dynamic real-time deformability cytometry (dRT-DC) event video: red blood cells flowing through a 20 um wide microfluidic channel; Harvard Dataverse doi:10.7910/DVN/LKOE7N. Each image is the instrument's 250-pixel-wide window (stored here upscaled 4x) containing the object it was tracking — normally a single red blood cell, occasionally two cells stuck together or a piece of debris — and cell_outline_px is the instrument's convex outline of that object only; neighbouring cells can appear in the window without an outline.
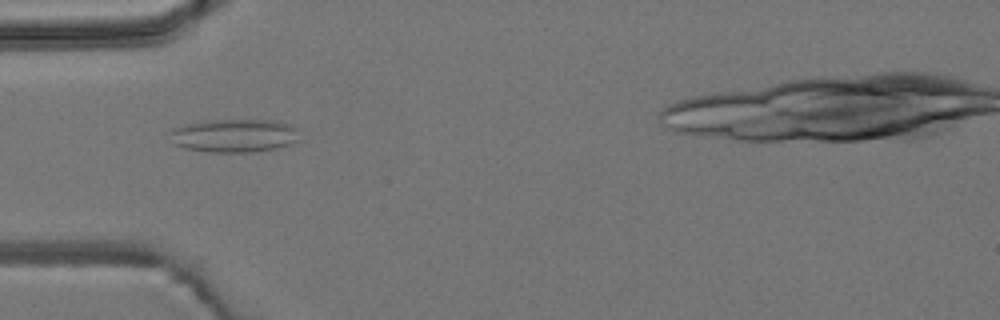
{"species": "common noctule bat (a hibernating species)", "species_latin": "Nyctalus noctula", "temperature_condition": "room temperature", "stored_images_in_passage": 4, "camera_frame_rate_fps": 3000, "um_per_image_px": 0.085, "animal": {"sex": "male", "body_mass_g": 19.2, "forearm_length_mm": 51.8}, "frame": {"image": 1, "passage_image": 1, "time_ms": 0.0, "image_size_px": [1000, 320], "cell_outline_px": [[296, 140], [292, 144], [276, 148], [252, 152], [212, 152], [184, 148], [172, 144], [168, 132], [172, 128], [204, 120], [272, 120], [288, 124], [296, 128]], "centroid_in_image_um": [19.83, 11.53], "position_along_channel_um": 65.2, "area_um2": 25.14}}
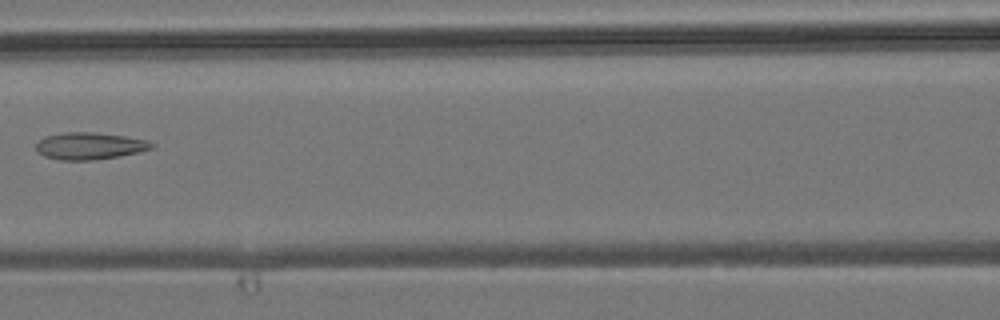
{"frame": {"image": 2, "passage_image": 3, "time_ms": 2.333, "image_size_px": [1000, 320], "cell_outline_px": [[156, 144], [152, 148], [140, 152], [120, 156], [92, 160], [60, 160], [44, 156], [36, 152], [36, 144], [44, 136], [64, 132], [92, 132], [124, 136], [148, 140]], "centroid_in_image_um": [7.62, 12.4], "position_along_channel_um": 159.0, "area_um2": 18.32}}
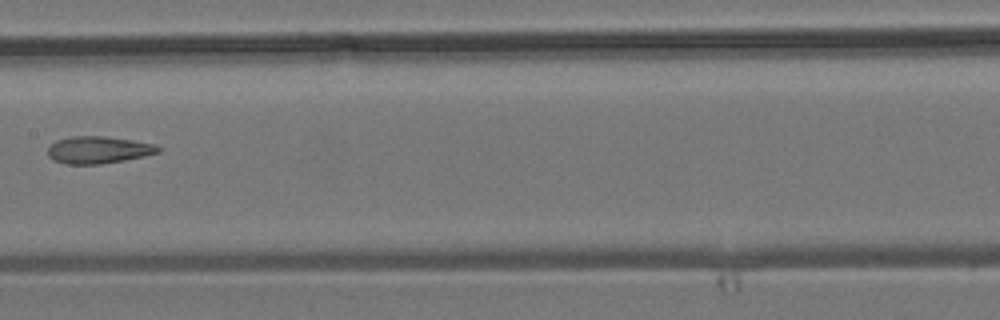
{"frame": {"image": 3, "passage_image": 4, "time_ms": 3.333, "image_size_px": [1000, 320], "cell_outline_px": [[164, 148], [160, 152], [144, 156], [124, 160], [100, 164], [68, 164], [52, 160], [48, 156], [48, 148], [56, 140], [72, 136], [104, 136], [132, 140], [156, 144]], "centroid_in_image_um": [8.39, 12.74], "position_along_channel_um": 199.0, "area_um2": 17.57}}